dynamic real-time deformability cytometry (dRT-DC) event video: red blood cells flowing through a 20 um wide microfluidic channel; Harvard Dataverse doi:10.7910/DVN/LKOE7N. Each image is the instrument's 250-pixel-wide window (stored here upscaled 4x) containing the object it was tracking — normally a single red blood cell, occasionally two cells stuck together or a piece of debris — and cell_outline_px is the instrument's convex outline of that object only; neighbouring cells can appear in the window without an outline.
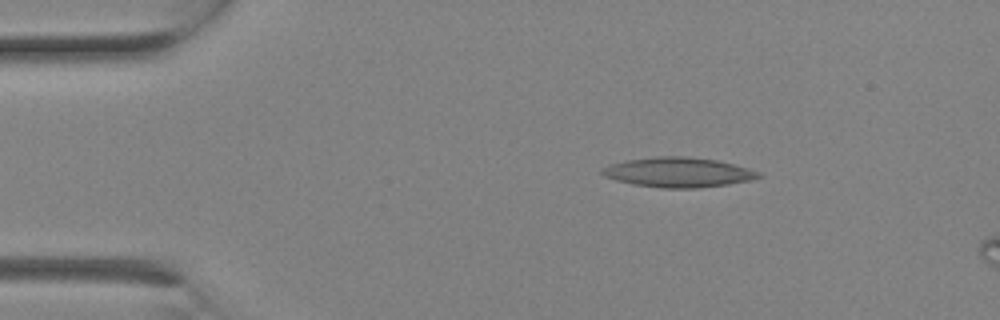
{"species": "Egyptian fruit bat (a non-hibernating species)", "species_latin": "Rousettus aegyptiacus", "temperature_condition": "room temperature", "stored_images_in_passage": 2, "camera_frame_rate_fps": 3000, "um_per_image_px": 0.085, "animal": {"sex": "female"}, "frame": {"image": 1, "passage_image": 1, "time_ms": 0.0, "image_size_px": [1000, 320], "cell_outline_px": [[764, 176], [752, 180], [728, 184], [696, 188], [660, 188], [632, 184], [616, 180], [604, 176], [600, 172], [600, 168], [608, 164], [624, 160], [656, 156], [688, 156], [716, 160], [748, 168], [760, 172]], "centroid_in_image_um": [57.61, 14.64], "position_along_channel_um": 27.4, "area_um2": 27.46}}